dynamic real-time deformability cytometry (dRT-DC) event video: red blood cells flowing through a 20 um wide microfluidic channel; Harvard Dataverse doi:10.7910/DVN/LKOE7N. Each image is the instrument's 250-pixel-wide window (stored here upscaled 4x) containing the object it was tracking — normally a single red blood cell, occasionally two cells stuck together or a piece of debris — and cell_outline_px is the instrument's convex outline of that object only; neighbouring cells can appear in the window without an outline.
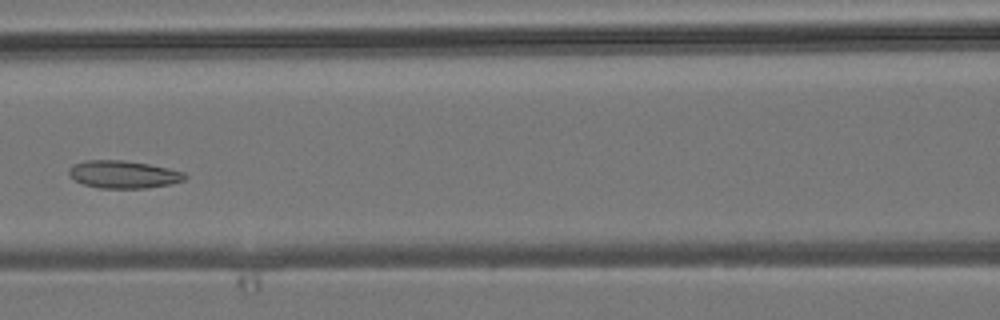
{"species": "common noctule bat (a hibernating species)", "species_latin": "Nyctalus noctula", "temperature_condition": "room temperature", "stored_images_in_passage": 6, "camera_frame_rate_fps": 3000, "um_per_image_px": 0.085, "animal": {"sex": "male", "body_mass_g": 19.2, "forearm_length_mm": 51.8}, "frame": {"image": 1, "passage_image": 6, "time_ms": 5.667, "image_size_px": [1000, 320], "cell_outline_px": [[188, 176], [184, 180], [172, 184], [148, 188], [100, 188], [84, 184], [68, 176], [68, 168], [72, 164], [84, 160], [124, 160], [148, 164], [168, 168], [184, 172]], "centroid_in_image_um": [10.48, 14.82], "position_along_channel_um": 156.1, "area_um2": 18.84}}